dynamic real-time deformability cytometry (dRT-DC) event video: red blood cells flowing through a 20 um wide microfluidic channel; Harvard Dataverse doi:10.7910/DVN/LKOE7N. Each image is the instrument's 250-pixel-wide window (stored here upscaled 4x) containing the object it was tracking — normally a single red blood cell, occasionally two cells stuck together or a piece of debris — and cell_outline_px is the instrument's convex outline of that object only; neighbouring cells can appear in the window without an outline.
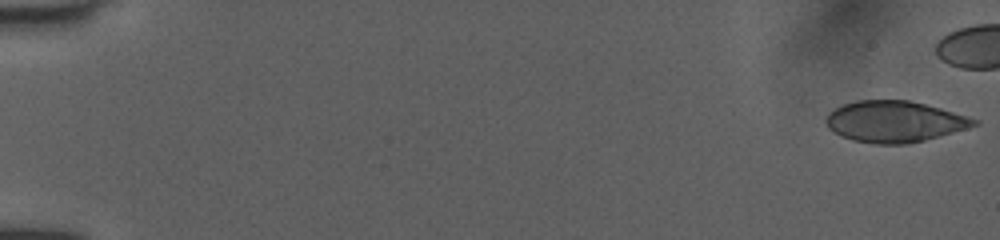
{"species": "human", "species_latin": "Homo sapiens", "temperature_condition": "room temperature", "stored_images_in_passage": 45, "camera_frame_rate_fps": 3000, "um_per_image_px": 0.085, "donor": {"sex": "female"}, "frame": {"image": 1, "passage_image": 1, "time_ms": 0.0, "image_size_px": [1000, 240], "cell_outline_px": [[980, 124], [968, 128], [924, 140], [908, 144], [872, 144], [852, 140], [840, 136], [828, 128], [824, 120], [828, 112], [844, 104], [856, 100], [908, 100], [940, 108], [980, 120]], "centroid_in_image_um": [76.01, 10.34], "position_along_channel_um": 9.0, "area_um2": 35.66}}
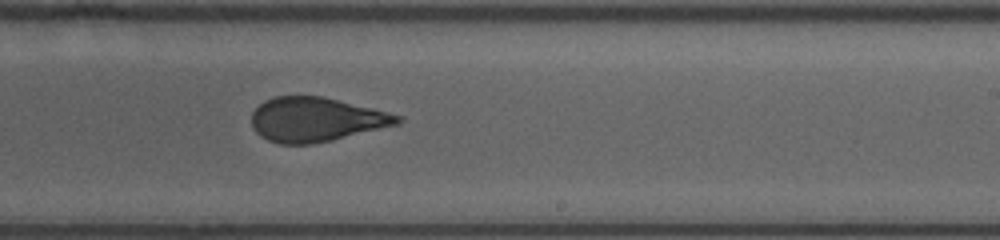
{"frame": {"image": 2, "passage_image": 33, "time_ms": 10.667, "image_size_px": [1000, 240], "cell_outline_px": [[404, 120], [400, 124], [332, 140], [312, 144], [280, 144], [268, 140], [260, 136], [252, 128], [252, 112], [264, 100], [276, 96], [320, 96], [372, 108], [404, 116]], "centroid_in_image_um": [26.87, 10.16], "position_along_channel_um": 262.1, "area_um2": 37.69}}
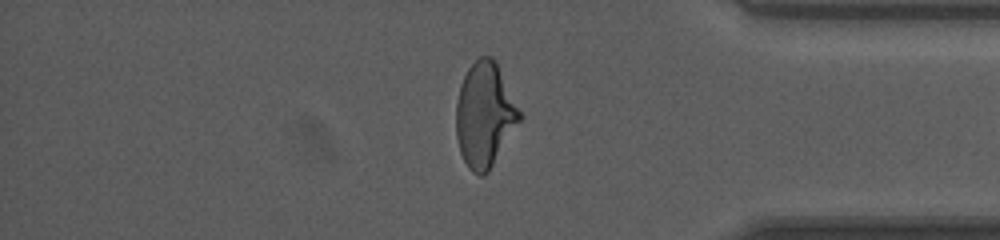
{"frame": {"image": 3, "passage_image": 44, "time_ms": 14.333, "image_size_px": [1000, 240], "cell_outline_px": [[524, 116], [488, 172], [484, 176], [480, 176], [472, 172], [468, 168], [460, 152], [456, 136], [456, 100], [460, 84], [468, 68], [480, 56], [492, 56], [496, 60]], "centroid_in_image_um": [41.22, 9.75], "position_along_channel_um": 394.0, "area_um2": 39.19}}